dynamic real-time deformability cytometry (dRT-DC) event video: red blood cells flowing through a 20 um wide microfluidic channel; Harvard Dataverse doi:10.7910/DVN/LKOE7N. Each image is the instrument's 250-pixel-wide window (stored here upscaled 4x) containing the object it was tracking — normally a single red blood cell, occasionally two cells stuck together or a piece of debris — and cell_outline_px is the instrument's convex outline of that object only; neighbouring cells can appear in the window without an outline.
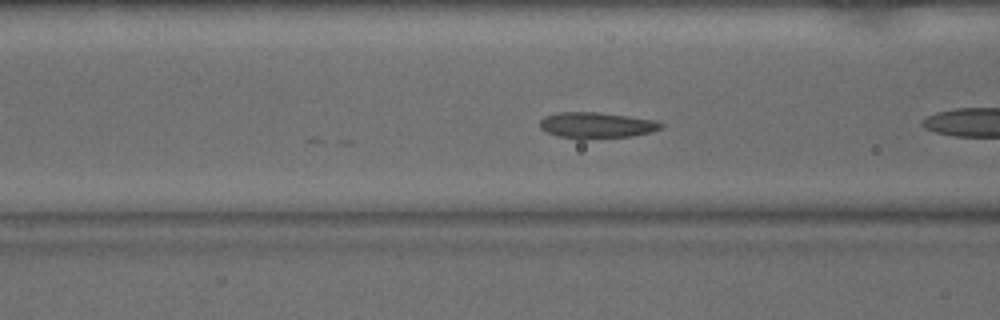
{"species": "common noctule bat (a hibernating species)", "species_latin": "Nyctalus noctula", "temperature_condition": "warm", "stored_images_in_passage": 11, "camera_frame_rate_fps": 3000, "um_per_image_px": 0.085, "animal": {"sex": "male", "body_mass_g": 15.6}, "frame": {"image": 1, "passage_image": 5, "time_ms": 1.333, "image_size_px": [1000, 320], "cell_outline_px": [[664, 128], [632, 136], [584, 140], [576, 140], [556, 136], [544, 132], [540, 128], [540, 120], [544, 116], [556, 112], [596, 112], [628, 116], [652, 120], [664, 124]], "centroid_in_image_um": [50.62, 10.67], "position_along_channel_um": 116.0, "area_um2": 18.73}}